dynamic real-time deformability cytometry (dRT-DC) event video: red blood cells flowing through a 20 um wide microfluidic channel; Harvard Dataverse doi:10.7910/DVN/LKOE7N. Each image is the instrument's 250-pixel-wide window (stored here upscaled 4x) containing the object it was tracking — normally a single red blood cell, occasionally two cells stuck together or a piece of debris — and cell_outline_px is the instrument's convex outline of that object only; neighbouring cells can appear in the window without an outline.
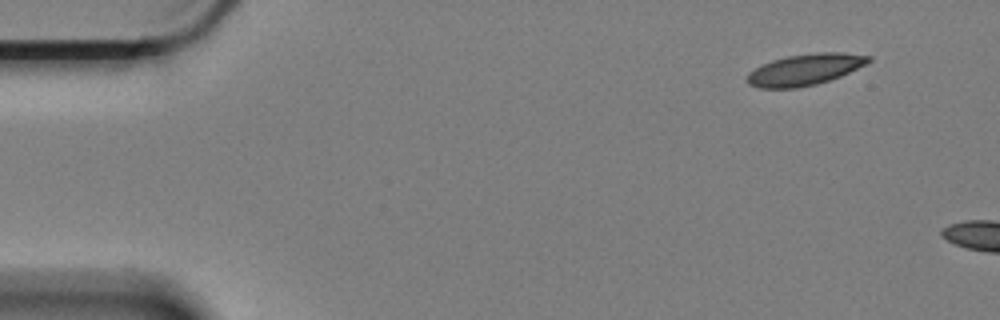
{"species": "Egyptian fruit bat (a non-hibernating species)", "species_latin": "Rousettus aegyptiacus", "temperature_condition": "cold", "stored_images_in_passage": 6, "camera_frame_rate_fps": 3000, "um_per_image_px": 0.085, "animal": {"sex": "female"}, "frame": {"image": 1, "passage_image": 1, "time_ms": 0.0, "image_size_px": [1000, 320], "cell_outline_px": [[872, 60], [868, 64], [840, 76], [816, 84], [796, 88], [756, 88], [748, 84], [744, 80], [748, 72], [772, 60], [788, 56], [816, 52], [844, 52], [872, 56]], "centroid_in_image_um": [68.42, 5.91], "position_along_channel_um": 16.6, "area_um2": 22.31}}